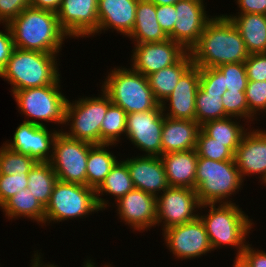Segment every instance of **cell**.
Segmentation results:
<instances>
[{
    "label": "cell",
    "mask_w": 266,
    "mask_h": 267,
    "mask_svg": "<svg viewBox=\"0 0 266 267\" xmlns=\"http://www.w3.org/2000/svg\"><path fill=\"white\" fill-rule=\"evenodd\" d=\"M190 54L199 68L245 62L250 55L239 31L224 14L215 15L206 24Z\"/></svg>",
    "instance_id": "cell-1"
},
{
    "label": "cell",
    "mask_w": 266,
    "mask_h": 267,
    "mask_svg": "<svg viewBox=\"0 0 266 267\" xmlns=\"http://www.w3.org/2000/svg\"><path fill=\"white\" fill-rule=\"evenodd\" d=\"M236 202L203 204L199 212L213 252L223 247L228 249L230 246L231 250L232 247L236 248L233 262L241 256L249 243L247 238L255 227L253 219Z\"/></svg>",
    "instance_id": "cell-2"
},
{
    "label": "cell",
    "mask_w": 266,
    "mask_h": 267,
    "mask_svg": "<svg viewBox=\"0 0 266 267\" xmlns=\"http://www.w3.org/2000/svg\"><path fill=\"white\" fill-rule=\"evenodd\" d=\"M8 26L14 47L22 50L62 55L63 44L70 38L61 29L57 13L50 10L27 7Z\"/></svg>",
    "instance_id": "cell-3"
},
{
    "label": "cell",
    "mask_w": 266,
    "mask_h": 267,
    "mask_svg": "<svg viewBox=\"0 0 266 267\" xmlns=\"http://www.w3.org/2000/svg\"><path fill=\"white\" fill-rule=\"evenodd\" d=\"M59 55L14 48L0 78L11 85V94L52 85L61 77Z\"/></svg>",
    "instance_id": "cell-4"
},
{
    "label": "cell",
    "mask_w": 266,
    "mask_h": 267,
    "mask_svg": "<svg viewBox=\"0 0 266 267\" xmlns=\"http://www.w3.org/2000/svg\"><path fill=\"white\" fill-rule=\"evenodd\" d=\"M126 67L113 66L100 83L101 90L110 101L120 106L127 114L162 109L154 97L147 77L134 71L128 64Z\"/></svg>",
    "instance_id": "cell-5"
},
{
    "label": "cell",
    "mask_w": 266,
    "mask_h": 267,
    "mask_svg": "<svg viewBox=\"0 0 266 267\" xmlns=\"http://www.w3.org/2000/svg\"><path fill=\"white\" fill-rule=\"evenodd\" d=\"M244 185L235 160L214 161L198 157L195 190L201 205L235 203L232 198Z\"/></svg>",
    "instance_id": "cell-6"
},
{
    "label": "cell",
    "mask_w": 266,
    "mask_h": 267,
    "mask_svg": "<svg viewBox=\"0 0 266 267\" xmlns=\"http://www.w3.org/2000/svg\"><path fill=\"white\" fill-rule=\"evenodd\" d=\"M61 79L62 76L52 85L17 90L11 94L17 104L18 113L25 118L23 122L42 127H49V123L56 124L63 130L69 98L61 90Z\"/></svg>",
    "instance_id": "cell-7"
},
{
    "label": "cell",
    "mask_w": 266,
    "mask_h": 267,
    "mask_svg": "<svg viewBox=\"0 0 266 267\" xmlns=\"http://www.w3.org/2000/svg\"><path fill=\"white\" fill-rule=\"evenodd\" d=\"M97 95L68 99L62 130L68 137L93 145L100 144L101 124L109 108V97L101 89Z\"/></svg>",
    "instance_id": "cell-8"
},
{
    "label": "cell",
    "mask_w": 266,
    "mask_h": 267,
    "mask_svg": "<svg viewBox=\"0 0 266 267\" xmlns=\"http://www.w3.org/2000/svg\"><path fill=\"white\" fill-rule=\"evenodd\" d=\"M100 211L95 190L82 184L57 180L45 208L44 225L86 219Z\"/></svg>",
    "instance_id": "cell-9"
},
{
    "label": "cell",
    "mask_w": 266,
    "mask_h": 267,
    "mask_svg": "<svg viewBox=\"0 0 266 267\" xmlns=\"http://www.w3.org/2000/svg\"><path fill=\"white\" fill-rule=\"evenodd\" d=\"M92 146L93 144L70 138L59 131L49 160L57 179L86 185L87 158Z\"/></svg>",
    "instance_id": "cell-10"
},
{
    "label": "cell",
    "mask_w": 266,
    "mask_h": 267,
    "mask_svg": "<svg viewBox=\"0 0 266 267\" xmlns=\"http://www.w3.org/2000/svg\"><path fill=\"white\" fill-rule=\"evenodd\" d=\"M201 203L195 189L168 187L157 197L156 226L162 232L199 217Z\"/></svg>",
    "instance_id": "cell-11"
},
{
    "label": "cell",
    "mask_w": 266,
    "mask_h": 267,
    "mask_svg": "<svg viewBox=\"0 0 266 267\" xmlns=\"http://www.w3.org/2000/svg\"><path fill=\"white\" fill-rule=\"evenodd\" d=\"M161 235L166 249L179 261L198 259L213 251L205 226L199 217L168 228Z\"/></svg>",
    "instance_id": "cell-12"
},
{
    "label": "cell",
    "mask_w": 266,
    "mask_h": 267,
    "mask_svg": "<svg viewBox=\"0 0 266 267\" xmlns=\"http://www.w3.org/2000/svg\"><path fill=\"white\" fill-rule=\"evenodd\" d=\"M163 123L162 109L127 114L125 139L142 152H136L137 155L160 157Z\"/></svg>",
    "instance_id": "cell-13"
},
{
    "label": "cell",
    "mask_w": 266,
    "mask_h": 267,
    "mask_svg": "<svg viewBox=\"0 0 266 267\" xmlns=\"http://www.w3.org/2000/svg\"><path fill=\"white\" fill-rule=\"evenodd\" d=\"M206 4L201 0H178L175 3L177 20L169 39L190 52L198 43L206 24L215 16L209 15Z\"/></svg>",
    "instance_id": "cell-14"
},
{
    "label": "cell",
    "mask_w": 266,
    "mask_h": 267,
    "mask_svg": "<svg viewBox=\"0 0 266 267\" xmlns=\"http://www.w3.org/2000/svg\"><path fill=\"white\" fill-rule=\"evenodd\" d=\"M188 51L171 39L161 42L133 44L130 67L147 77L177 63Z\"/></svg>",
    "instance_id": "cell-15"
},
{
    "label": "cell",
    "mask_w": 266,
    "mask_h": 267,
    "mask_svg": "<svg viewBox=\"0 0 266 267\" xmlns=\"http://www.w3.org/2000/svg\"><path fill=\"white\" fill-rule=\"evenodd\" d=\"M115 204V206H114ZM117 219L135 233L156 228L157 197L134 188L113 203Z\"/></svg>",
    "instance_id": "cell-16"
},
{
    "label": "cell",
    "mask_w": 266,
    "mask_h": 267,
    "mask_svg": "<svg viewBox=\"0 0 266 267\" xmlns=\"http://www.w3.org/2000/svg\"><path fill=\"white\" fill-rule=\"evenodd\" d=\"M57 127L51 129L33 123L22 122L16 128L13 138L3 142L11 150L28 155L36 162H49L52 157L53 143L58 132Z\"/></svg>",
    "instance_id": "cell-17"
},
{
    "label": "cell",
    "mask_w": 266,
    "mask_h": 267,
    "mask_svg": "<svg viewBox=\"0 0 266 267\" xmlns=\"http://www.w3.org/2000/svg\"><path fill=\"white\" fill-rule=\"evenodd\" d=\"M56 13L69 40L90 38L98 30V0H62Z\"/></svg>",
    "instance_id": "cell-18"
},
{
    "label": "cell",
    "mask_w": 266,
    "mask_h": 267,
    "mask_svg": "<svg viewBox=\"0 0 266 267\" xmlns=\"http://www.w3.org/2000/svg\"><path fill=\"white\" fill-rule=\"evenodd\" d=\"M234 160L244 181L246 176L266 178V129L250 127L234 154Z\"/></svg>",
    "instance_id": "cell-19"
},
{
    "label": "cell",
    "mask_w": 266,
    "mask_h": 267,
    "mask_svg": "<svg viewBox=\"0 0 266 267\" xmlns=\"http://www.w3.org/2000/svg\"><path fill=\"white\" fill-rule=\"evenodd\" d=\"M199 86V67L192 65L179 79L171 95L161 103L163 114L172 119L196 121V93Z\"/></svg>",
    "instance_id": "cell-20"
},
{
    "label": "cell",
    "mask_w": 266,
    "mask_h": 267,
    "mask_svg": "<svg viewBox=\"0 0 266 267\" xmlns=\"http://www.w3.org/2000/svg\"><path fill=\"white\" fill-rule=\"evenodd\" d=\"M121 159L127 164L135 188L158 197L169 187L159 156L134 154Z\"/></svg>",
    "instance_id": "cell-21"
},
{
    "label": "cell",
    "mask_w": 266,
    "mask_h": 267,
    "mask_svg": "<svg viewBox=\"0 0 266 267\" xmlns=\"http://www.w3.org/2000/svg\"><path fill=\"white\" fill-rule=\"evenodd\" d=\"M138 1L98 0V30L92 38L111 30L123 35V38L127 37L134 28Z\"/></svg>",
    "instance_id": "cell-22"
},
{
    "label": "cell",
    "mask_w": 266,
    "mask_h": 267,
    "mask_svg": "<svg viewBox=\"0 0 266 267\" xmlns=\"http://www.w3.org/2000/svg\"><path fill=\"white\" fill-rule=\"evenodd\" d=\"M200 129L194 120L172 119L164 115L162 154L196 149Z\"/></svg>",
    "instance_id": "cell-23"
},
{
    "label": "cell",
    "mask_w": 266,
    "mask_h": 267,
    "mask_svg": "<svg viewBox=\"0 0 266 267\" xmlns=\"http://www.w3.org/2000/svg\"><path fill=\"white\" fill-rule=\"evenodd\" d=\"M169 187L195 189V174L198 155L195 149L162 154Z\"/></svg>",
    "instance_id": "cell-24"
},
{
    "label": "cell",
    "mask_w": 266,
    "mask_h": 267,
    "mask_svg": "<svg viewBox=\"0 0 266 267\" xmlns=\"http://www.w3.org/2000/svg\"><path fill=\"white\" fill-rule=\"evenodd\" d=\"M134 188L127 164L122 159H119L106 175L101 185L95 190L96 202L100 211L108 210L111 204L113 206V202L118 201ZM106 195L109 196V199L114 198L115 200L113 199L112 202L106 200L107 198H102Z\"/></svg>",
    "instance_id": "cell-25"
},
{
    "label": "cell",
    "mask_w": 266,
    "mask_h": 267,
    "mask_svg": "<svg viewBox=\"0 0 266 267\" xmlns=\"http://www.w3.org/2000/svg\"><path fill=\"white\" fill-rule=\"evenodd\" d=\"M133 44L161 42L169 36L161 28L156 18V5L149 0H139L132 32L126 37Z\"/></svg>",
    "instance_id": "cell-26"
},
{
    "label": "cell",
    "mask_w": 266,
    "mask_h": 267,
    "mask_svg": "<svg viewBox=\"0 0 266 267\" xmlns=\"http://www.w3.org/2000/svg\"><path fill=\"white\" fill-rule=\"evenodd\" d=\"M235 25L249 54L266 53V15L224 14Z\"/></svg>",
    "instance_id": "cell-27"
},
{
    "label": "cell",
    "mask_w": 266,
    "mask_h": 267,
    "mask_svg": "<svg viewBox=\"0 0 266 267\" xmlns=\"http://www.w3.org/2000/svg\"><path fill=\"white\" fill-rule=\"evenodd\" d=\"M0 208L8 220L27 218L26 220L37 222L41 228L44 226L45 208L31 193L29 187L9 198Z\"/></svg>",
    "instance_id": "cell-28"
},
{
    "label": "cell",
    "mask_w": 266,
    "mask_h": 267,
    "mask_svg": "<svg viewBox=\"0 0 266 267\" xmlns=\"http://www.w3.org/2000/svg\"><path fill=\"white\" fill-rule=\"evenodd\" d=\"M193 65L188 51L177 63L147 76L155 99L161 104L174 91L182 75Z\"/></svg>",
    "instance_id": "cell-29"
},
{
    "label": "cell",
    "mask_w": 266,
    "mask_h": 267,
    "mask_svg": "<svg viewBox=\"0 0 266 267\" xmlns=\"http://www.w3.org/2000/svg\"><path fill=\"white\" fill-rule=\"evenodd\" d=\"M243 122L245 123L243 124ZM248 125L246 121H241V119L226 117L207 121L201 125V129L219 143H226V147L235 154L242 137L251 127Z\"/></svg>",
    "instance_id": "cell-30"
},
{
    "label": "cell",
    "mask_w": 266,
    "mask_h": 267,
    "mask_svg": "<svg viewBox=\"0 0 266 267\" xmlns=\"http://www.w3.org/2000/svg\"><path fill=\"white\" fill-rule=\"evenodd\" d=\"M114 144L93 145L89 149L86 169V186L96 190L104 181L111 168L119 160L114 151ZM110 147V148H109ZM113 152V153H112Z\"/></svg>",
    "instance_id": "cell-31"
},
{
    "label": "cell",
    "mask_w": 266,
    "mask_h": 267,
    "mask_svg": "<svg viewBox=\"0 0 266 267\" xmlns=\"http://www.w3.org/2000/svg\"><path fill=\"white\" fill-rule=\"evenodd\" d=\"M57 180L49 162H37L28 173V187L44 208L50 201Z\"/></svg>",
    "instance_id": "cell-32"
},
{
    "label": "cell",
    "mask_w": 266,
    "mask_h": 267,
    "mask_svg": "<svg viewBox=\"0 0 266 267\" xmlns=\"http://www.w3.org/2000/svg\"><path fill=\"white\" fill-rule=\"evenodd\" d=\"M127 113L113 104L109 98V108L101 124L100 144H114L119 146L125 139ZM124 136V138H123Z\"/></svg>",
    "instance_id": "cell-33"
},
{
    "label": "cell",
    "mask_w": 266,
    "mask_h": 267,
    "mask_svg": "<svg viewBox=\"0 0 266 267\" xmlns=\"http://www.w3.org/2000/svg\"><path fill=\"white\" fill-rule=\"evenodd\" d=\"M222 93L204 92L200 87L196 93V122L201 126L210 120L226 118Z\"/></svg>",
    "instance_id": "cell-34"
},
{
    "label": "cell",
    "mask_w": 266,
    "mask_h": 267,
    "mask_svg": "<svg viewBox=\"0 0 266 267\" xmlns=\"http://www.w3.org/2000/svg\"><path fill=\"white\" fill-rule=\"evenodd\" d=\"M37 162L28 155L0 146V174H22L30 172Z\"/></svg>",
    "instance_id": "cell-35"
},
{
    "label": "cell",
    "mask_w": 266,
    "mask_h": 267,
    "mask_svg": "<svg viewBox=\"0 0 266 267\" xmlns=\"http://www.w3.org/2000/svg\"><path fill=\"white\" fill-rule=\"evenodd\" d=\"M245 96L250 111V126L260 121L258 117L261 114L266 120V81H248Z\"/></svg>",
    "instance_id": "cell-36"
},
{
    "label": "cell",
    "mask_w": 266,
    "mask_h": 267,
    "mask_svg": "<svg viewBox=\"0 0 266 267\" xmlns=\"http://www.w3.org/2000/svg\"><path fill=\"white\" fill-rule=\"evenodd\" d=\"M195 150L198 157L214 161L234 160V153L226 147V143H219L209 137L202 129L199 131Z\"/></svg>",
    "instance_id": "cell-37"
},
{
    "label": "cell",
    "mask_w": 266,
    "mask_h": 267,
    "mask_svg": "<svg viewBox=\"0 0 266 267\" xmlns=\"http://www.w3.org/2000/svg\"><path fill=\"white\" fill-rule=\"evenodd\" d=\"M227 117H235L246 121L250 126V111L246 101L245 91H226L222 96Z\"/></svg>",
    "instance_id": "cell-38"
},
{
    "label": "cell",
    "mask_w": 266,
    "mask_h": 267,
    "mask_svg": "<svg viewBox=\"0 0 266 267\" xmlns=\"http://www.w3.org/2000/svg\"><path fill=\"white\" fill-rule=\"evenodd\" d=\"M217 68L225 77V89L228 91H245L248 78L244 62L223 64Z\"/></svg>",
    "instance_id": "cell-39"
},
{
    "label": "cell",
    "mask_w": 266,
    "mask_h": 267,
    "mask_svg": "<svg viewBox=\"0 0 266 267\" xmlns=\"http://www.w3.org/2000/svg\"><path fill=\"white\" fill-rule=\"evenodd\" d=\"M28 173L0 174V207L12 196L28 187Z\"/></svg>",
    "instance_id": "cell-40"
},
{
    "label": "cell",
    "mask_w": 266,
    "mask_h": 267,
    "mask_svg": "<svg viewBox=\"0 0 266 267\" xmlns=\"http://www.w3.org/2000/svg\"><path fill=\"white\" fill-rule=\"evenodd\" d=\"M200 71V88L204 92L222 93V96L227 91L225 89L224 75L217 68H199Z\"/></svg>",
    "instance_id": "cell-41"
},
{
    "label": "cell",
    "mask_w": 266,
    "mask_h": 267,
    "mask_svg": "<svg viewBox=\"0 0 266 267\" xmlns=\"http://www.w3.org/2000/svg\"><path fill=\"white\" fill-rule=\"evenodd\" d=\"M248 81H266V53H253L244 62Z\"/></svg>",
    "instance_id": "cell-42"
},
{
    "label": "cell",
    "mask_w": 266,
    "mask_h": 267,
    "mask_svg": "<svg viewBox=\"0 0 266 267\" xmlns=\"http://www.w3.org/2000/svg\"><path fill=\"white\" fill-rule=\"evenodd\" d=\"M235 263L239 267H266V251L248 243Z\"/></svg>",
    "instance_id": "cell-43"
},
{
    "label": "cell",
    "mask_w": 266,
    "mask_h": 267,
    "mask_svg": "<svg viewBox=\"0 0 266 267\" xmlns=\"http://www.w3.org/2000/svg\"><path fill=\"white\" fill-rule=\"evenodd\" d=\"M31 0H0V25L9 24L25 8L30 7Z\"/></svg>",
    "instance_id": "cell-44"
},
{
    "label": "cell",
    "mask_w": 266,
    "mask_h": 267,
    "mask_svg": "<svg viewBox=\"0 0 266 267\" xmlns=\"http://www.w3.org/2000/svg\"><path fill=\"white\" fill-rule=\"evenodd\" d=\"M156 18L164 32L169 36L173 32L176 19L175 4L156 6Z\"/></svg>",
    "instance_id": "cell-45"
},
{
    "label": "cell",
    "mask_w": 266,
    "mask_h": 267,
    "mask_svg": "<svg viewBox=\"0 0 266 267\" xmlns=\"http://www.w3.org/2000/svg\"><path fill=\"white\" fill-rule=\"evenodd\" d=\"M4 30H0V73L3 68L6 66L11 53L14 50V41L12 32L8 26V24H1Z\"/></svg>",
    "instance_id": "cell-46"
},
{
    "label": "cell",
    "mask_w": 266,
    "mask_h": 267,
    "mask_svg": "<svg viewBox=\"0 0 266 267\" xmlns=\"http://www.w3.org/2000/svg\"><path fill=\"white\" fill-rule=\"evenodd\" d=\"M238 9L235 14H264L266 15V0H234Z\"/></svg>",
    "instance_id": "cell-47"
},
{
    "label": "cell",
    "mask_w": 266,
    "mask_h": 267,
    "mask_svg": "<svg viewBox=\"0 0 266 267\" xmlns=\"http://www.w3.org/2000/svg\"><path fill=\"white\" fill-rule=\"evenodd\" d=\"M40 250H36V251H33L34 254H32L33 256L31 257L32 259L30 260L31 261V265L29 264L30 267H59L58 265L54 264L53 262L52 263H45L43 261V256L44 254L42 255L41 252H39ZM95 260L92 259V258H87L85 259V261L83 262V265L82 267H90V265L94 262Z\"/></svg>",
    "instance_id": "cell-48"
},
{
    "label": "cell",
    "mask_w": 266,
    "mask_h": 267,
    "mask_svg": "<svg viewBox=\"0 0 266 267\" xmlns=\"http://www.w3.org/2000/svg\"><path fill=\"white\" fill-rule=\"evenodd\" d=\"M62 0H31L30 7L57 12L61 7Z\"/></svg>",
    "instance_id": "cell-49"
},
{
    "label": "cell",
    "mask_w": 266,
    "mask_h": 267,
    "mask_svg": "<svg viewBox=\"0 0 266 267\" xmlns=\"http://www.w3.org/2000/svg\"><path fill=\"white\" fill-rule=\"evenodd\" d=\"M149 1L154 3L156 6H159V5H173L178 0H149Z\"/></svg>",
    "instance_id": "cell-50"
},
{
    "label": "cell",
    "mask_w": 266,
    "mask_h": 267,
    "mask_svg": "<svg viewBox=\"0 0 266 267\" xmlns=\"http://www.w3.org/2000/svg\"><path fill=\"white\" fill-rule=\"evenodd\" d=\"M107 263H108L109 265H108ZM107 263L105 262V264L102 265V266H103V267H111V266H112V264H110L109 262H107ZM106 264H107V265H106ZM97 265H98V263L96 264V262L94 261V262L90 265V267H98ZM112 267H114V266H112Z\"/></svg>",
    "instance_id": "cell-51"
},
{
    "label": "cell",
    "mask_w": 266,
    "mask_h": 267,
    "mask_svg": "<svg viewBox=\"0 0 266 267\" xmlns=\"http://www.w3.org/2000/svg\"><path fill=\"white\" fill-rule=\"evenodd\" d=\"M232 267H239L235 262H233V264H231Z\"/></svg>",
    "instance_id": "cell-52"
},
{
    "label": "cell",
    "mask_w": 266,
    "mask_h": 267,
    "mask_svg": "<svg viewBox=\"0 0 266 267\" xmlns=\"http://www.w3.org/2000/svg\"><path fill=\"white\" fill-rule=\"evenodd\" d=\"M263 186H266V178L264 179V181L261 183Z\"/></svg>",
    "instance_id": "cell-53"
}]
</instances>
